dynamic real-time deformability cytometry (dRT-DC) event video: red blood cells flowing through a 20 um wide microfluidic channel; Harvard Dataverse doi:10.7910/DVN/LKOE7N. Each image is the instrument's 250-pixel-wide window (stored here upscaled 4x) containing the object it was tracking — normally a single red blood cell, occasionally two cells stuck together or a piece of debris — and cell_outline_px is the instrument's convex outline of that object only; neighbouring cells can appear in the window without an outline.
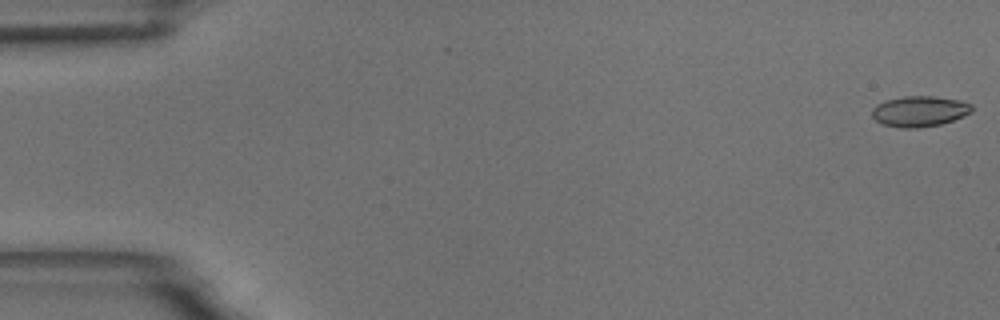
{"species": "common noctule bat (a hibernating species)", "species_latin": "Nyctalus noctula", "temperature_condition": "room temperature", "stored_images_in_passage": 59, "camera_frame_rate_fps": 3000, "um_per_image_px": 0.085, "animal": {"sex": "male", "body_mass_g": 18.8}, "frame": {"image": 1, "passage_image": 1, "time_ms": 0.0, "image_size_px": [1000, 320], "cell_outline_px": [[972, 112], [964, 116], [940, 124], [920, 128], [900, 128], [884, 124], [876, 120], [872, 116], [872, 108], [876, 104], [884, 100], [904, 96], [932, 96], [960, 100], [972, 104]], "centroid_in_image_um": [78.15, 9.45], "position_along_channel_um": 6.8, "area_um2": 17.92}}
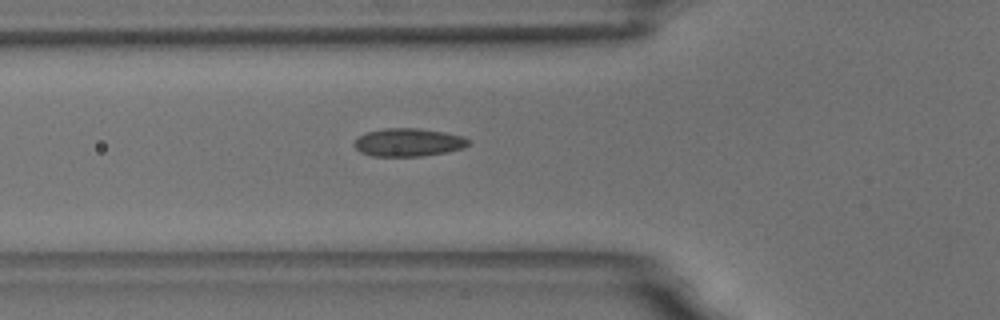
{"frame": {"image": 2, "passage_image": 21, "time_ms": 6.667, "image_size_px": [1000, 320], "cell_outline_px": [[472, 140], [464, 148], [444, 152], [420, 156], [372, 156], [360, 152], [352, 144], [364, 132], [384, 128], [416, 128], [444, 132], [460, 136]], "centroid_in_image_um": [34.68, 12.09], "position_along_channel_um": 91.1, "area_um2": 18.61}}
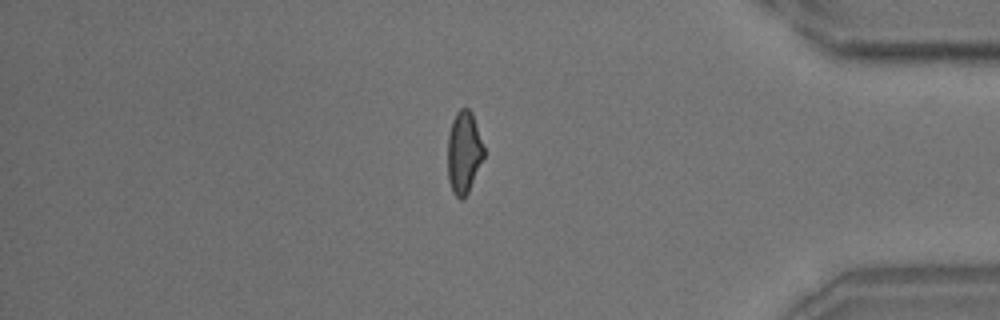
{"frame": {"image": 3, "passage_image": 50, "time_ms": 16.333, "image_size_px": [1000, 320], "cell_outline_px": [[484, 156], [468, 192], [460, 200], [452, 192], [448, 180], [448, 132], [452, 120], [456, 112], [460, 108], [468, 108], [472, 112], [484, 148]], "centroid_in_image_um": [39.41, 12.93], "position_along_channel_um": 395.8, "area_um2": 17.28}, "authors_computed_cell_mechanics": {"area_um2": 17.9758, "velocity_mm_per_s": 3.4465, "shape_relaxation_time_tau1_ms": 7.4398, "shape_relaxation_time_tau2_ms": 1.2152, "deformation_change_tau1": 0.1509, "deformation_change_tau2": 0.0636}}